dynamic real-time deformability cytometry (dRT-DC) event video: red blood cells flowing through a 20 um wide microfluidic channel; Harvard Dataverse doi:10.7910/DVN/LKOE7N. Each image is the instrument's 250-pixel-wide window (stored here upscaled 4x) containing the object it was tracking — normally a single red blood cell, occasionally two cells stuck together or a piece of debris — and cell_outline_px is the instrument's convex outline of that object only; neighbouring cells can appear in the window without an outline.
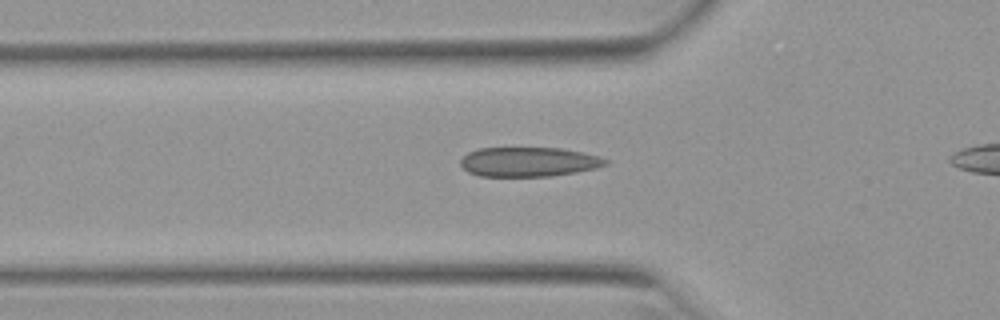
{"species": "Egyptian fruit bat (a non-hibernating species)", "species_latin": "Rousettus aegyptiacus", "temperature_condition": "warm", "stored_images_in_passage": 28, "camera_frame_rate_fps": 3000, "um_per_image_px": 0.085, "animal": {"sex": "female"}, "frame": {"image": 1, "passage_image": 3, "time_ms": 0.667, "image_size_px": [1000, 320], "cell_outline_px": [[608, 164], [596, 168], [576, 172], [552, 176], [480, 176], [468, 172], [460, 164], [460, 160], [468, 152], [480, 148], [560, 148], [600, 156], [608, 160]], "centroid_in_image_um": [44.94, 13.76], "position_along_channel_um": 80.9, "area_um2": 24.85}}
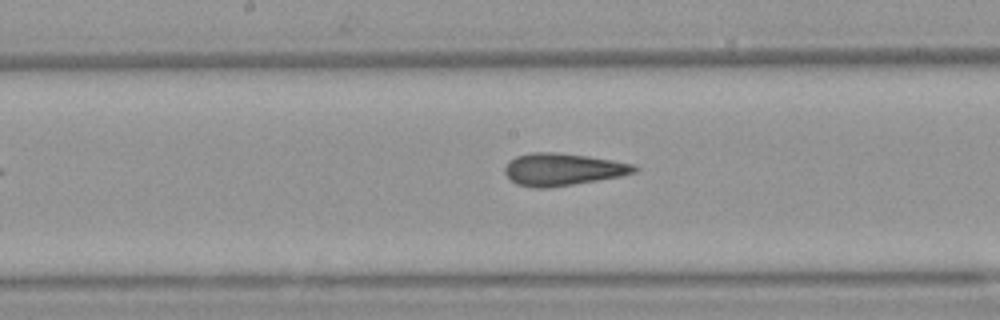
{"frame": {"image": 2, "passage_image": 12, "time_ms": 3.667, "image_size_px": [1000, 320], "cell_outline_px": [[640, 168], [636, 172], [620, 176], [548, 188], [532, 188], [516, 184], [504, 172], [504, 168], [516, 156], [532, 152], [552, 152], [588, 156], [636, 164]], "centroid_in_image_um": [47.85, 14.4], "position_along_channel_um": 200.3, "area_um2": 24.22}}
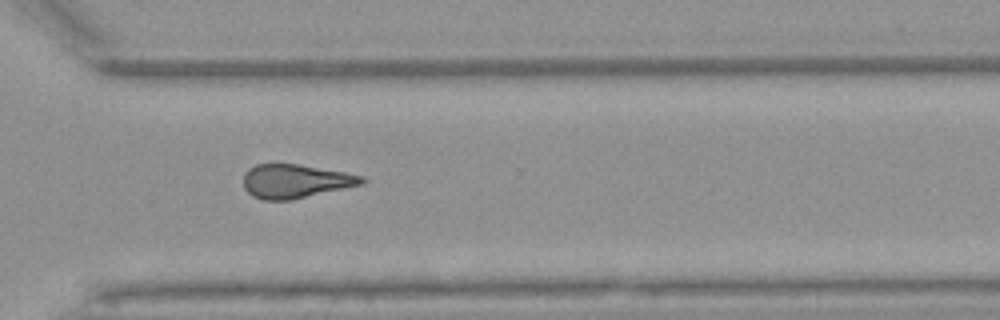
{"frame": {"image": 3, "passage_image": 23, "time_ms": 7.333, "image_size_px": [1000, 320], "cell_outline_px": [[368, 180], [364, 184], [292, 200], [264, 200], [252, 196], [244, 188], [244, 172], [248, 168], [256, 164], [300, 164], [344, 172], [364, 176]], "centroid_in_image_um": [25.13, 15.4], "position_along_channel_um": 345.5, "area_um2": 23.52}}